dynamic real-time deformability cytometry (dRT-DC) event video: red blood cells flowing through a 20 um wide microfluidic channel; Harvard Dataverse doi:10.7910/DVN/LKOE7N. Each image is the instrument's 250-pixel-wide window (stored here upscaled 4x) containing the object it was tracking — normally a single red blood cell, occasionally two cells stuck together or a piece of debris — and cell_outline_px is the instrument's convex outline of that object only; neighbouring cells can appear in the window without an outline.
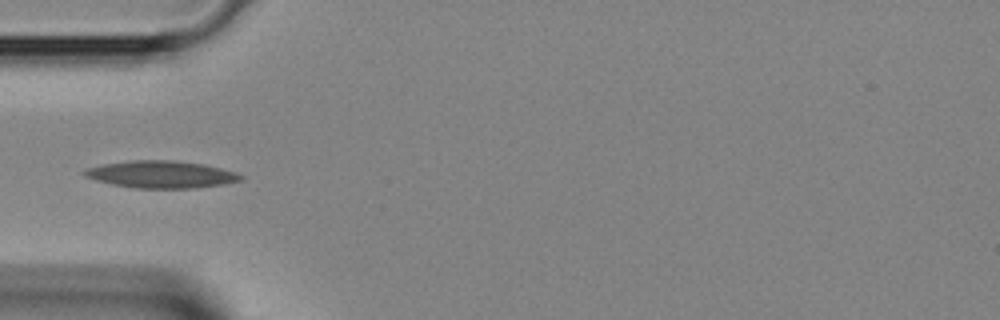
{"species": "Egyptian fruit bat (a non-hibernating species)", "species_latin": "Rousettus aegyptiacus", "temperature_condition": "room temperature", "stored_images_in_passage": 3, "camera_frame_rate_fps": 3000, "um_per_image_px": 0.085, "animal": {"sex": "female"}, "frame": {"image": 1, "passage_image": 3, "time_ms": 0.667, "image_size_px": [1000, 320], "cell_outline_px": [[244, 180], [224, 184], [192, 188], [136, 188], [112, 184], [96, 180], [84, 176], [80, 172], [84, 168], [100, 164], [132, 160], [172, 160], [204, 164], [236, 172], [244, 176]], "centroid_in_image_um": [13.67, 14.82], "position_along_channel_um": 71.3, "area_um2": 24.97}}